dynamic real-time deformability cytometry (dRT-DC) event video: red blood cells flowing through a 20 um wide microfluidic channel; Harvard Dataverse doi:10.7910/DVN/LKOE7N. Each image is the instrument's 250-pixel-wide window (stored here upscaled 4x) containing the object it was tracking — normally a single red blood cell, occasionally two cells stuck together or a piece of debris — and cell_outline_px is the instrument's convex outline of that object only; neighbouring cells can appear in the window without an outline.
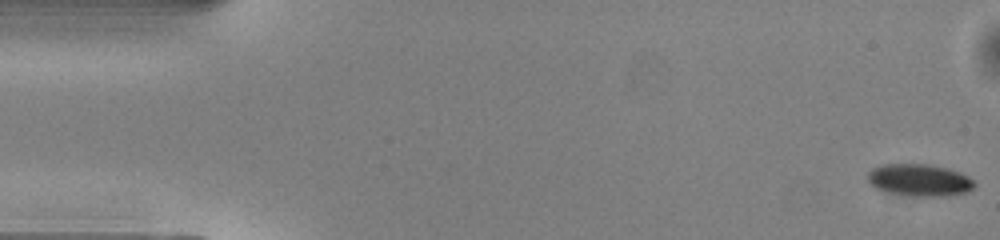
{"species": "common noctule bat (a hibernating species)", "species_latin": "Nyctalus noctula", "temperature_condition": "warm", "stored_images_in_passage": 16, "camera_frame_rate_fps": 3000, "um_per_image_px": 0.085, "animal": {"sex": "male", "body_mass_g": 13.0, "forearm_length_mm": 53.1}, "frame": {"image": 1, "passage_image": 1, "time_ms": 0.0, "image_size_px": [1000, 240], "cell_outline_px": [[976, 184], [972, 188], [964, 192], [948, 196], [916, 196], [876, 188], [868, 180], [868, 172], [872, 168], [884, 164], [928, 164], [948, 168], [960, 172], [968, 176]], "centroid_in_image_um": [78.18, 15.28], "position_along_channel_um": 6.8, "area_um2": 19.59}}